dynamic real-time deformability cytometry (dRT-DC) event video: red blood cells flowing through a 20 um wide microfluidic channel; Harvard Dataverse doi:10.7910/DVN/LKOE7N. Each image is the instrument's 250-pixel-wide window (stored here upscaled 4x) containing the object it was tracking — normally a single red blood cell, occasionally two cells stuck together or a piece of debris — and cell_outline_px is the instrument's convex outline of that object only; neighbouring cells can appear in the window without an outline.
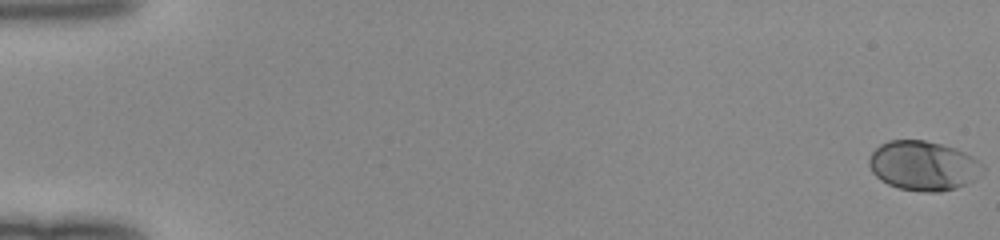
{"species": "human", "species_latin": "Homo sapiens", "temperature_condition": "room temperature", "stored_images_in_passage": 51, "camera_frame_rate_fps": 3000, "um_per_image_px": 0.085, "donor": {"sex": "female"}, "frame": {"image": 1, "passage_image": 1, "time_ms": 0.0, "image_size_px": [1000, 240], "cell_outline_px": [[984, 168], [980, 176], [956, 188], [940, 192], [924, 192], [900, 188], [888, 184], [880, 180], [872, 172], [868, 164], [868, 160], [872, 152], [880, 144], [888, 140], [924, 140], [956, 148], [972, 156], [984, 164]], "centroid_in_image_um": [78.48, 14.08], "position_along_channel_um": 6.5, "area_um2": 32.89}}
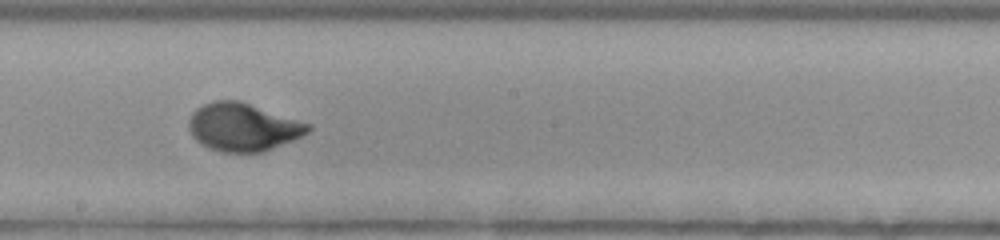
{"frame": {"image": 2, "passage_image": 30, "time_ms": 9.667, "image_size_px": [1000, 240], "cell_outline_px": [[312, 128], [308, 132], [292, 140], [264, 152], [224, 152], [208, 148], [200, 144], [192, 136], [188, 128], [188, 120], [192, 112], [196, 108], [204, 104], [216, 100], [240, 100], [312, 124]], "centroid_in_image_um": [20.63, 10.79], "position_along_channel_um": 227.6, "area_um2": 33.52}}
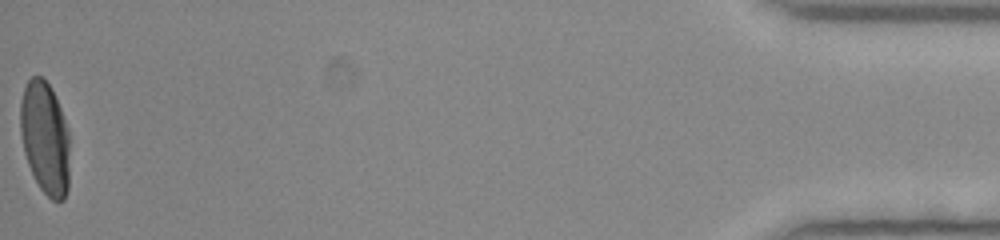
{"frame": {"image": 3, "passage_image": 51, "time_ms": 16.667, "image_size_px": [1000, 240], "cell_outline_px": [[68, 188], [64, 200], [52, 200], [40, 188], [28, 164], [24, 152], [20, 132], [20, 100], [24, 88], [28, 80], [32, 76], [40, 76], [48, 84], [60, 108], [68, 132]], "centroid_in_image_um": [3.8, 11.73], "position_along_channel_um": 431.4, "area_um2": 32.02}}